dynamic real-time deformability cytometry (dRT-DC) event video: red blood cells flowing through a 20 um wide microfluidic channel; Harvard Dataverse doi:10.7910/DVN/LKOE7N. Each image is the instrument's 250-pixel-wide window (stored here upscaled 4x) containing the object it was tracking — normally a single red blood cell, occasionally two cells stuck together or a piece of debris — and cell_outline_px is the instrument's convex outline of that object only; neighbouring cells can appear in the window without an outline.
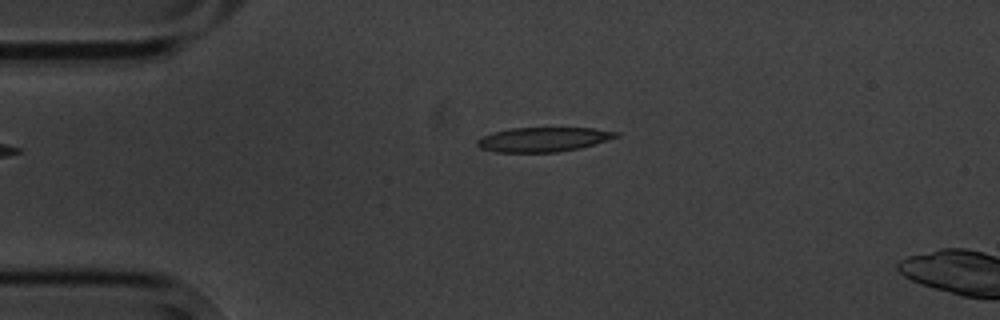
{"species": "common noctule bat (a hibernating species)", "species_latin": "Nyctalus noctula", "temperature_condition": "cold", "stored_images_in_passage": 4, "camera_frame_rate_fps": 3000, "um_per_image_px": 0.085, "animal": {"sex": "male", "body_mass_g": 20.1, "forearm_length_mm": 53.5}, "frame": {"image": 1, "passage_image": 4, "time_ms": 3.333, "image_size_px": [1000, 320], "cell_outline_px": [[620, 136], [580, 148], [556, 152], [496, 152], [480, 148], [476, 144], [476, 140], [492, 132], [508, 128], [592, 128], [620, 132]], "centroid_in_image_um": [46.16, 11.85], "position_along_channel_um": 38.8, "area_um2": 19.77}}